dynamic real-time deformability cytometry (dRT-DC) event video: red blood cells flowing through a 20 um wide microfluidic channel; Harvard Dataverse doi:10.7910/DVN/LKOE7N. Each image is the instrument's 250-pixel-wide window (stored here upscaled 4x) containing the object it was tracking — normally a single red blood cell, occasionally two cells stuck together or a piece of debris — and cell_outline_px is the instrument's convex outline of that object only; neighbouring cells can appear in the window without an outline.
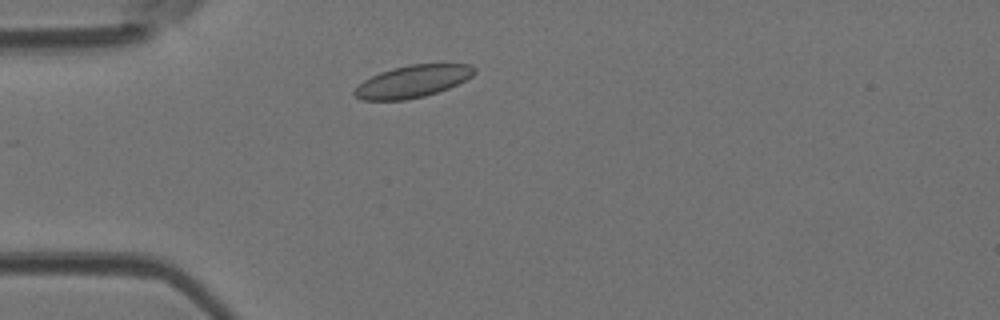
{"species": "Egyptian fruit bat (a non-hibernating species)", "species_latin": "Rousettus aegyptiacus", "temperature_condition": "room temperature", "stored_images_in_passage": 3, "camera_frame_rate_fps": 3000, "um_per_image_px": 0.085, "animal": {"sex": "female"}, "frame": {"image": 1, "passage_image": 2, "time_ms": 0.333, "image_size_px": [1000, 320], "cell_outline_px": [[476, 72], [472, 76], [448, 88], [424, 96], [404, 100], [360, 100], [352, 96], [352, 92], [364, 80], [380, 72], [392, 68], [412, 64], [472, 64], [476, 68]], "centroid_in_image_um": [35.05, 6.92], "position_along_channel_um": 50.0, "area_um2": 22.43}}